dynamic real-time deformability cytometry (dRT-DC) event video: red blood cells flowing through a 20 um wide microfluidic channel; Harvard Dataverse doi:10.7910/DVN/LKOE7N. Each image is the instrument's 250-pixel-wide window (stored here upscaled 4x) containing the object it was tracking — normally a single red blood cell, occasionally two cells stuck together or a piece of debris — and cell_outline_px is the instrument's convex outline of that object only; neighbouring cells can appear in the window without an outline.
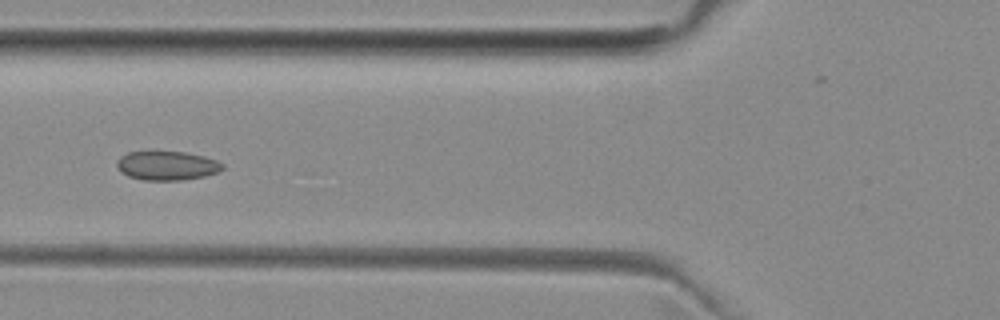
{"species": "common noctule bat (a hibernating species)", "species_latin": "Nyctalus noctula", "temperature_condition": "room temperature", "stored_images_in_passage": 7, "camera_frame_rate_fps": 3000, "um_per_image_px": 0.085, "animal": {"sex": "female", "body_mass_g": 29.2, "forearm_length_mm": 56.3}, "frame": {"image": 1, "passage_image": 3, "time_ms": 2.333, "image_size_px": [1000, 320], "cell_outline_px": [[224, 168], [216, 172], [204, 176], [180, 180], [144, 180], [128, 176], [116, 164], [116, 160], [120, 156], [128, 152], [184, 152], [204, 156], [216, 160], [224, 164]], "centroid_in_image_um": [14.2, 14.07], "position_along_channel_um": 111.6, "area_um2": 17.63}}
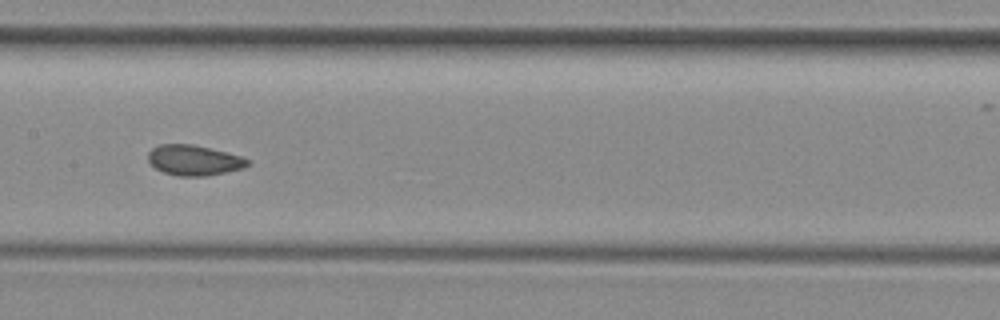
{"frame": {"image": 2, "passage_image": 5, "time_ms": 4.333, "image_size_px": [1000, 320], "cell_outline_px": [[248, 164], [244, 168], [208, 176], [176, 176], [164, 172], [156, 168], [148, 160], [148, 152], [152, 148], [160, 144], [192, 144], [240, 156], [248, 160]], "centroid_in_image_um": [16.46, 13.63], "position_along_channel_um": 190.9, "area_um2": 17.4}}
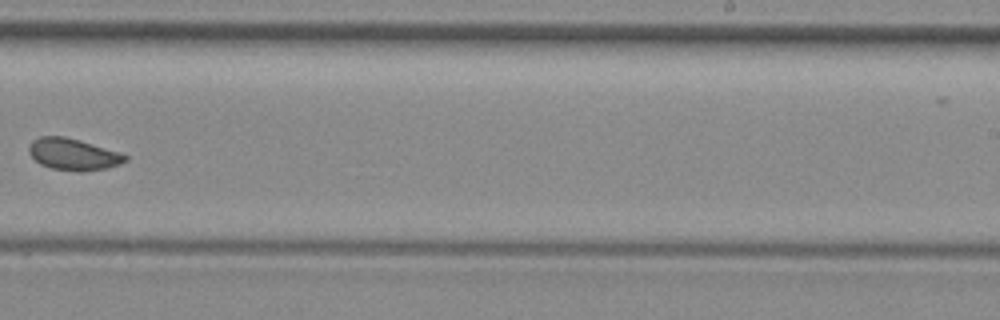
{"frame": {"image": 3, "passage_image": 7, "time_ms": 6.667, "image_size_px": [1000, 320], "cell_outline_px": [[128, 160], [120, 164], [108, 168], [84, 172], [80, 172], [52, 168], [40, 164], [28, 152], [28, 148], [32, 140], [40, 136], [64, 136], [80, 140], [120, 152], [128, 156]], "centroid_in_image_um": [6.24, 13.12], "position_along_channel_um": 282.8, "area_um2": 17.92}}